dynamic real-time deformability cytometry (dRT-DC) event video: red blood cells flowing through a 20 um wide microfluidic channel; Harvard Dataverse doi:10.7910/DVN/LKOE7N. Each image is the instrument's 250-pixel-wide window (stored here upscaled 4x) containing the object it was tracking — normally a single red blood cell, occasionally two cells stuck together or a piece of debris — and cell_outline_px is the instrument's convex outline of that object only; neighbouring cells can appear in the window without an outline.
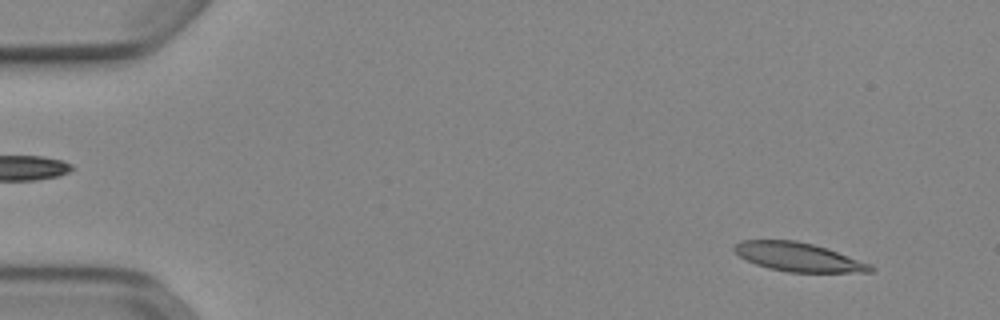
{"species": "Egyptian fruit bat (a non-hibernating species)", "species_latin": "Rousettus aegyptiacus", "temperature_condition": "cold", "stored_images_in_passage": 51, "camera_frame_rate_fps": 3000, "um_per_image_px": 0.085, "animal": {"sex": "female"}, "frame": {"image": 1, "passage_image": 4, "time_ms": 1.0, "image_size_px": [1000, 320], "cell_outline_px": [[876, 268], [872, 272], [788, 272], [768, 268], [756, 264], [740, 256], [732, 248], [740, 240], [796, 240], [828, 248], [872, 264]], "centroid_in_image_um": [67.9, 21.84], "position_along_channel_um": 17.1, "area_um2": 22.89}}
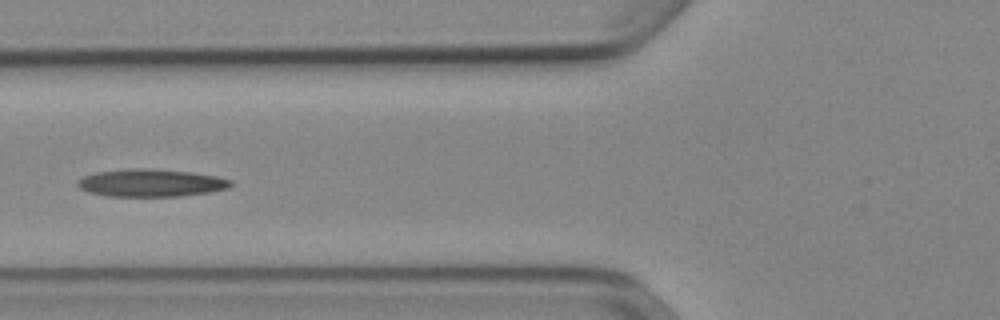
{"frame": {"image": 2, "passage_image": 20, "time_ms": 6.333, "image_size_px": [1000, 320], "cell_outline_px": [[232, 184], [228, 188], [212, 192], [180, 196], [108, 196], [88, 192], [80, 188], [76, 184], [76, 180], [84, 176], [96, 172], [132, 168], [144, 168], [188, 172], [216, 176], [232, 180]], "centroid_in_image_um": [12.81, 15.55], "position_along_channel_um": 113.0, "area_um2": 24.57}}
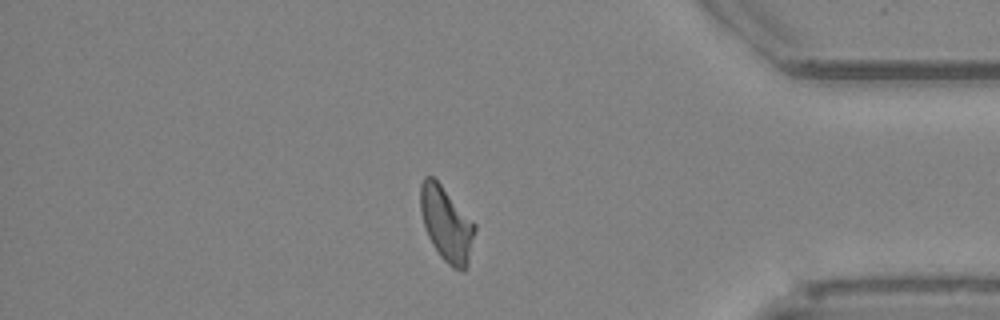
{"frame": {"image": 3, "passage_image": 44, "time_ms": 14.333, "image_size_px": [1000, 320], "cell_outline_px": [[476, 228], [468, 264], [464, 272], [452, 268], [440, 256], [432, 244], [428, 236], [424, 224], [420, 208], [420, 184], [424, 176], [432, 176], [440, 184], [476, 224]], "centroid_in_image_um": [37.95, 19.06], "position_along_channel_um": 397.2, "area_um2": 23.52}, "authors_computed_cell_mechanics": {"area_um2": 23.5246, "velocity_mm_per_s": 3.891, "shape_relaxation_time_tau1_ms": null, "shape_relaxation_time_tau2_ms": 2.1567, "deformation_change_tau1": null, "deformation_change_tau2": 0.1032}}